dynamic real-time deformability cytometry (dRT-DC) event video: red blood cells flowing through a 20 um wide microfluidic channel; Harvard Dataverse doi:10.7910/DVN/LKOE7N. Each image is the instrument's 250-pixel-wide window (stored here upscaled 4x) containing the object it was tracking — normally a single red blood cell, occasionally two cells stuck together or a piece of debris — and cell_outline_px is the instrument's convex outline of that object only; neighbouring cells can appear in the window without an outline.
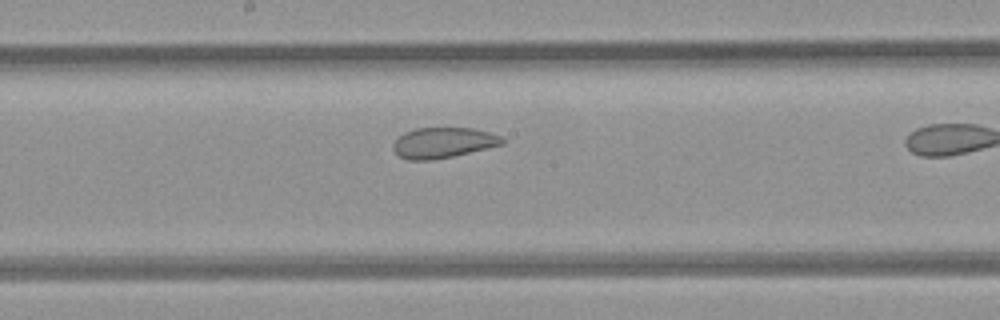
{"species": "common noctule bat (a hibernating species)", "species_latin": "Nyctalus noctula", "temperature_condition": "room temperature", "stored_images_in_passage": 10, "camera_frame_rate_fps": 3000, "um_per_image_px": 0.085, "animal": {"sex": "female", "body_mass_g": 21.9}, "frame": {"image": 1, "passage_image": 9, "time_ms": 10.0, "image_size_px": [1000, 320], "cell_outline_px": [[504, 144], [452, 156], [432, 160], [408, 160], [400, 156], [392, 148], [392, 144], [404, 132], [416, 128], [472, 128], [504, 136]], "centroid_in_image_um": [37.67, 12.12], "position_along_channel_um": 210.5, "area_um2": 19.31}}